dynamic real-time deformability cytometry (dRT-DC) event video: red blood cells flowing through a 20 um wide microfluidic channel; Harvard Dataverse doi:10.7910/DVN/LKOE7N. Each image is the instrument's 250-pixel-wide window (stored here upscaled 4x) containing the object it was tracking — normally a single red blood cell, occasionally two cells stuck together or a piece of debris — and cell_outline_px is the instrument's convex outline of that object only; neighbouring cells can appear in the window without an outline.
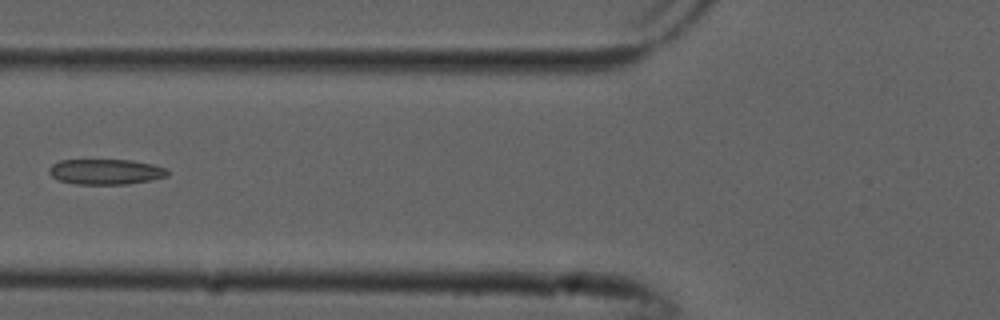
{"species": "common noctule bat (a hibernating species)", "species_latin": "Nyctalus noctula", "temperature_condition": "cold", "stored_images_in_passage": 6, "camera_frame_rate_fps": 3000, "um_per_image_px": 0.085, "animal": {"sex": "male", "forearm_length_mm": 52.5}, "frame": {"image": 1, "passage_image": 6, "time_ms": 1.667, "image_size_px": [1000, 320], "cell_outline_px": [[168, 176], [152, 180], [128, 184], [76, 184], [60, 180], [52, 176], [48, 172], [48, 168], [52, 164], [60, 160], [132, 160], [152, 164], [168, 168]], "centroid_in_image_um": [9.01, 14.59], "position_along_channel_um": 116.8, "area_um2": 17.63}}